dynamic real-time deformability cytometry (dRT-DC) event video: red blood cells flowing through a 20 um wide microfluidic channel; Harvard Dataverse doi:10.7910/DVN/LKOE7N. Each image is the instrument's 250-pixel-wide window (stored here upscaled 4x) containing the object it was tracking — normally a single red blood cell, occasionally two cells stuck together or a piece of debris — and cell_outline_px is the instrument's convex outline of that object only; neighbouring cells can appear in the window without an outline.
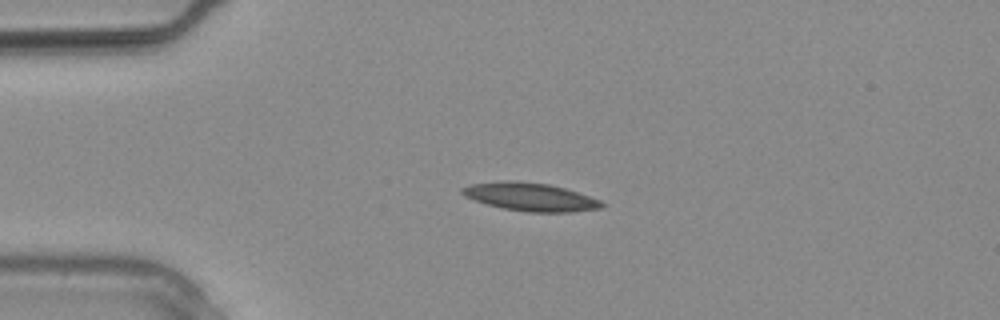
{"species": "common noctule bat (a hibernating species)", "species_latin": "Nyctalus noctula", "temperature_condition": "warm", "stored_images_in_passage": 13, "camera_frame_rate_fps": 3000, "um_per_image_px": 0.085, "animal": {"sex": "male", "body_mass_g": 20.4}, "frame": {"image": 1, "passage_image": 1, "time_ms": 0.0, "image_size_px": [1000, 320], "cell_outline_px": [[604, 204], [600, 208], [572, 212], [528, 212], [504, 208], [488, 204], [464, 196], [460, 192], [460, 188], [472, 184], [504, 180], [512, 180], [548, 184], [564, 188], [600, 200]], "centroid_in_image_um": [45.05, 16.73], "position_along_channel_um": 40.0, "area_um2": 22.6}}
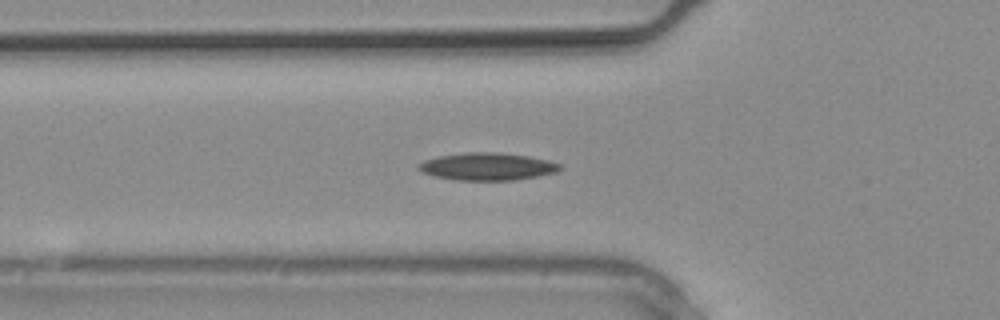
{"frame": {"image": 2, "passage_image": 4, "time_ms": 1.0, "image_size_px": [1000, 320], "cell_outline_px": [[564, 168], [556, 172], [516, 180], [456, 180], [436, 176], [420, 172], [416, 168], [424, 160], [436, 156], [468, 152], [496, 152], [528, 156], [548, 160], [560, 164]], "centroid_in_image_um": [41.41, 14.15], "position_along_channel_um": 84.4, "area_um2": 22.66}}